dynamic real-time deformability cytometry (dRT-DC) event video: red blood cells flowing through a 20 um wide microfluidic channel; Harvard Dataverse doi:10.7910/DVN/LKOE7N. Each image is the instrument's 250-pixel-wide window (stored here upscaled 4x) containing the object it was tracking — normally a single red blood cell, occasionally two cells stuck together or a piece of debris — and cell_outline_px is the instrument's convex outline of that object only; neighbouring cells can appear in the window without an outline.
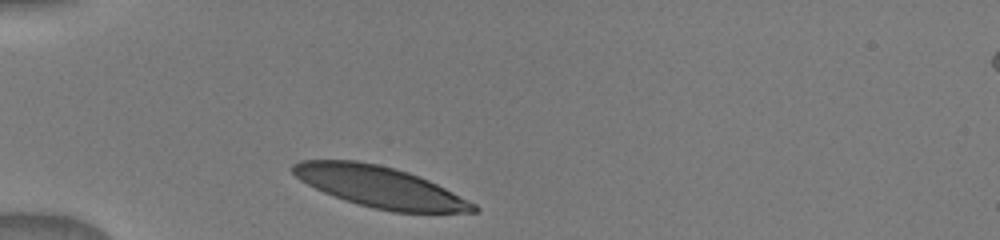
{"species": "human", "species_latin": "Homo sapiens", "temperature_condition": "warm", "stored_images_in_passage": 5, "camera_frame_rate_fps": 3000, "um_per_image_px": 0.085, "donor": {"sex": "male"}, "frame": {"image": 1, "passage_image": 1, "time_ms": 0.0, "image_size_px": [1000, 240], "cell_outline_px": [[480, 208], [476, 212], [392, 212], [372, 208], [344, 200], [324, 192], [300, 180], [292, 172], [292, 164], [300, 160], [356, 160], [396, 168], [408, 172], [428, 180], [476, 204]], "centroid_in_image_um": [32.27, 15.88], "position_along_channel_um": 52.7, "area_um2": 42.89}}
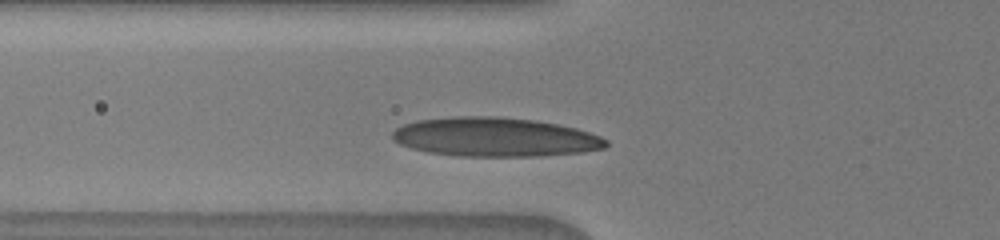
{"frame": {"image": 2, "passage_image": 4, "time_ms": 1.333, "image_size_px": [1000, 240], "cell_outline_px": [[608, 144], [604, 148], [584, 152], [536, 156], [456, 156], [428, 152], [412, 148], [400, 144], [392, 140], [392, 132], [396, 128], [404, 124], [416, 120], [452, 116], [500, 116], [536, 120], [576, 128], [600, 136], [608, 140]], "centroid_in_image_um": [42.05, 11.64], "position_along_channel_um": 83.7, "area_um2": 48.9}}